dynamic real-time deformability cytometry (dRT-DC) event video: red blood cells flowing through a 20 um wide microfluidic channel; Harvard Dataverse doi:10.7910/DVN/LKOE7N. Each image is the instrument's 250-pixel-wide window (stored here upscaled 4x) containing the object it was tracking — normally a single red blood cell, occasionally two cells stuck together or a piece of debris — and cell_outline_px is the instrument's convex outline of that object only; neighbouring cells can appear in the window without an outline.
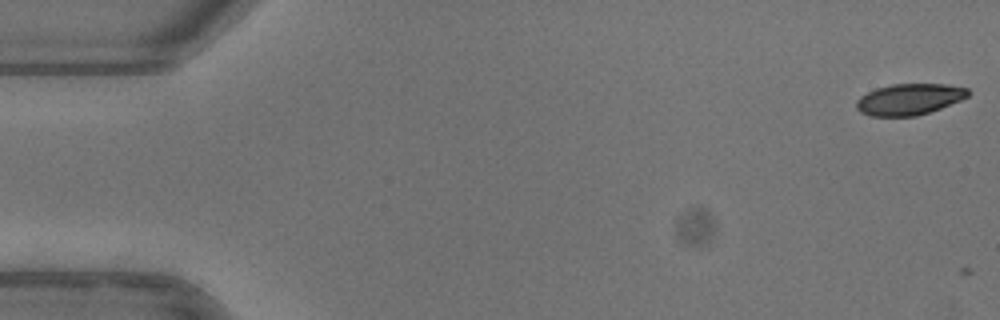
{"species": "common noctule bat (a hibernating species)", "species_latin": "Nyctalus noctula", "temperature_condition": "warm", "stored_images_in_passage": 5, "camera_frame_rate_fps": 3000, "um_per_image_px": 0.085, "animal": {"sex": "female"}, "frame": {"image": 1, "passage_image": 5, "time_ms": 1.333, "image_size_px": [1000, 320], "cell_outline_px": [[968, 96], [960, 100], [940, 108], [916, 116], [868, 116], [860, 112], [856, 108], [856, 100], [860, 96], [876, 88], [892, 84], [948, 84], [968, 88]], "centroid_in_image_um": [77.25, 8.44], "position_along_channel_um": 7.7, "area_um2": 20.29}}